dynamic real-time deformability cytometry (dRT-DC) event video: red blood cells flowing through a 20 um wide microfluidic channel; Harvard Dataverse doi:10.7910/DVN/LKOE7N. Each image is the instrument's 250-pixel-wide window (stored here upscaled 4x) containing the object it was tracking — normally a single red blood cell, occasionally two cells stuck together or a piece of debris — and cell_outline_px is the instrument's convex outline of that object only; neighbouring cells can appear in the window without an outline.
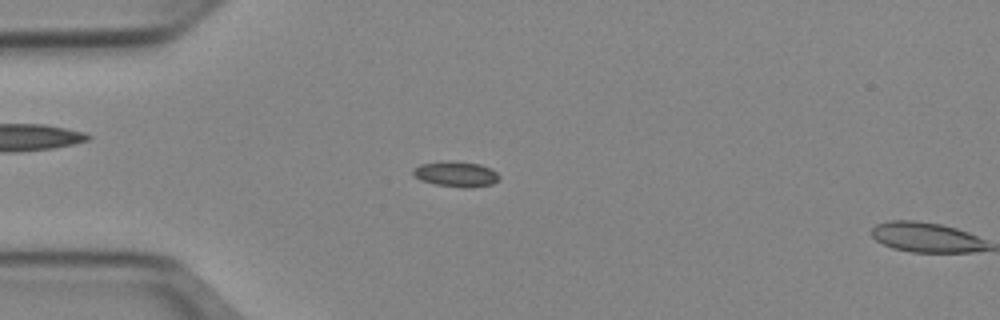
{"species": "Egyptian fruit bat (a non-hibernating species)", "species_latin": "Rousettus aegyptiacus", "temperature_condition": "cold", "stored_images_in_passage": 5, "camera_frame_rate_fps": 3000, "um_per_image_px": 0.085, "animal": {"sex": "female"}, "frame": {"image": 1, "passage_image": 4, "time_ms": 1.0, "image_size_px": [1000, 320], "cell_outline_px": [[500, 176], [492, 184], [472, 188], [468, 188], [436, 184], [420, 180], [412, 172], [412, 168], [420, 164], [440, 160], [448, 160], [480, 164], [492, 168]], "centroid_in_image_um": [38.74, 14.77], "position_along_channel_um": 46.3, "area_um2": 12.89}}